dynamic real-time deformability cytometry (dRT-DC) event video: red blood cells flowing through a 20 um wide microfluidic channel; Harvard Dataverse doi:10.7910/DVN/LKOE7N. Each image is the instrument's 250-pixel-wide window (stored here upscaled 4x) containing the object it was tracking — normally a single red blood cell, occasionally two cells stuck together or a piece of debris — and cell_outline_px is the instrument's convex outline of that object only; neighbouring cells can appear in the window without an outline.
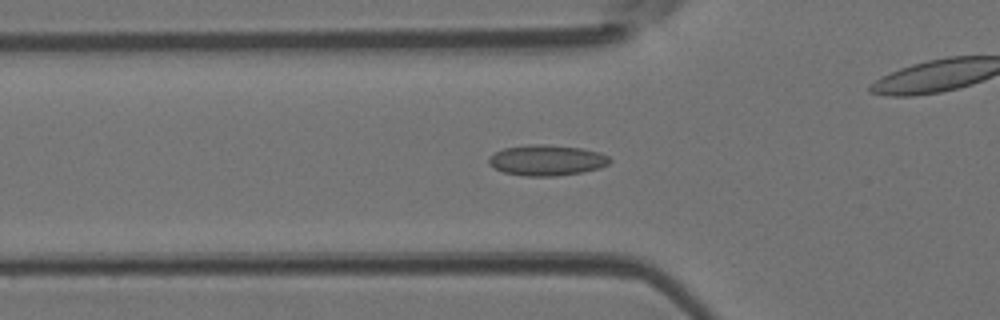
{"species": "Egyptian fruit bat (a non-hibernating species)", "species_latin": "Rousettus aegyptiacus", "temperature_condition": "room temperature", "stored_images_in_passage": 47, "camera_frame_rate_fps": 3000, "um_per_image_px": 0.085, "animal": {"sex": "female"}, "frame": {"image": 1, "passage_image": 15, "time_ms": 4.667, "image_size_px": [1000, 320], "cell_outline_px": [[612, 160], [608, 164], [600, 168], [580, 172], [556, 176], [524, 176], [504, 172], [488, 164], [488, 160], [496, 152], [504, 148], [528, 144], [548, 144], [580, 148], [600, 152], [608, 156]], "centroid_in_image_um": [46.49, 13.61], "position_along_channel_um": 79.3, "area_um2": 21.56}}
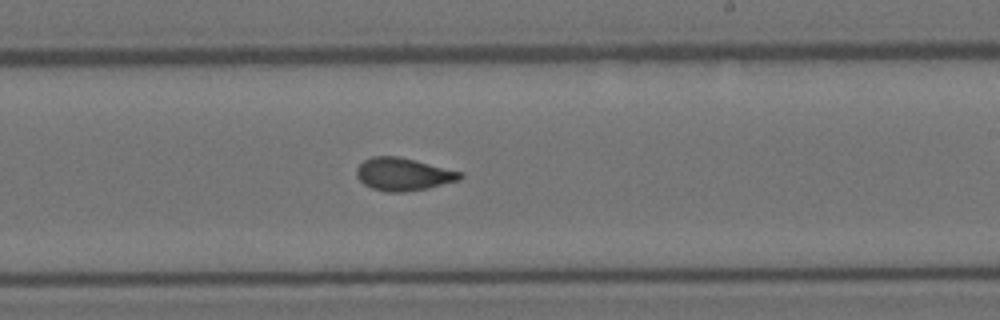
{"frame": {"image": 2, "passage_image": 27, "time_ms": 8.667, "image_size_px": [1000, 320], "cell_outline_px": [[464, 176], [460, 180], [428, 188], [404, 192], [384, 192], [372, 188], [364, 184], [356, 176], [356, 168], [364, 160], [372, 156], [400, 156], [464, 172]], "centroid_in_image_um": [34.3, 14.8], "position_along_channel_um": 254.7, "area_um2": 20.0}}
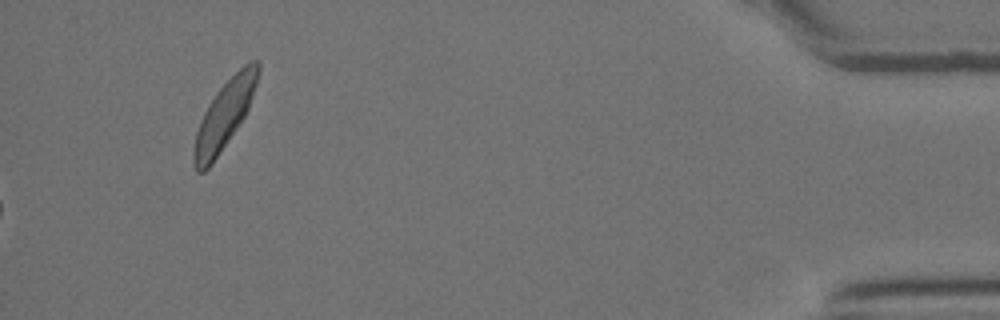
{"frame": {"image": 3, "passage_image": 47, "time_ms": 15.333, "image_size_px": [1000, 320], "cell_outline_px": [[260, 68], [256, 84], [248, 108], [244, 116], [212, 164], [204, 172], [196, 172], [192, 164], [192, 152], [196, 132], [200, 120], [208, 104], [216, 92], [248, 60], [260, 60]], "centroid_in_image_um": [19.04, 9.79], "position_along_channel_um": 416.2, "area_um2": 25.2}}